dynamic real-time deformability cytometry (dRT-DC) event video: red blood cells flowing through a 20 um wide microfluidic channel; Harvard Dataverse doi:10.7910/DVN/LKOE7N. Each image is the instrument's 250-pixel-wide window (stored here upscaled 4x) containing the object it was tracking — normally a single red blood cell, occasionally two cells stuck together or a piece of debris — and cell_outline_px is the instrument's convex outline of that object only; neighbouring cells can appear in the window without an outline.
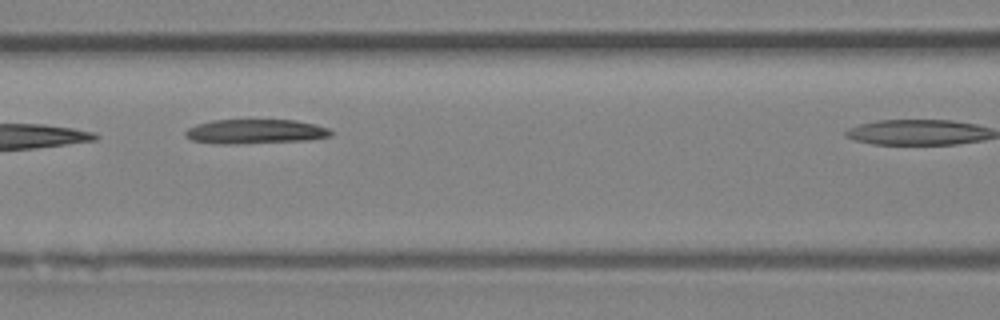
{"species": "Egyptian fruit bat (a non-hibernating species)", "species_latin": "Rousettus aegyptiacus", "temperature_condition": "room temperature", "stored_images_in_passage": 5, "camera_frame_rate_fps": 3000, "um_per_image_px": 0.085, "animal": {"sex": "female"}, "frame": {"image": 1, "passage_image": 4, "time_ms": 3.667, "image_size_px": [1000, 320], "cell_outline_px": [[332, 136], [304, 140], [228, 144], [220, 144], [192, 140], [184, 132], [188, 128], [196, 124], [212, 120], [296, 120], [316, 124], [328, 128], [332, 132]], "centroid_in_image_um": [21.71, 11.17], "position_along_channel_um": 144.9, "area_um2": 20.52}}